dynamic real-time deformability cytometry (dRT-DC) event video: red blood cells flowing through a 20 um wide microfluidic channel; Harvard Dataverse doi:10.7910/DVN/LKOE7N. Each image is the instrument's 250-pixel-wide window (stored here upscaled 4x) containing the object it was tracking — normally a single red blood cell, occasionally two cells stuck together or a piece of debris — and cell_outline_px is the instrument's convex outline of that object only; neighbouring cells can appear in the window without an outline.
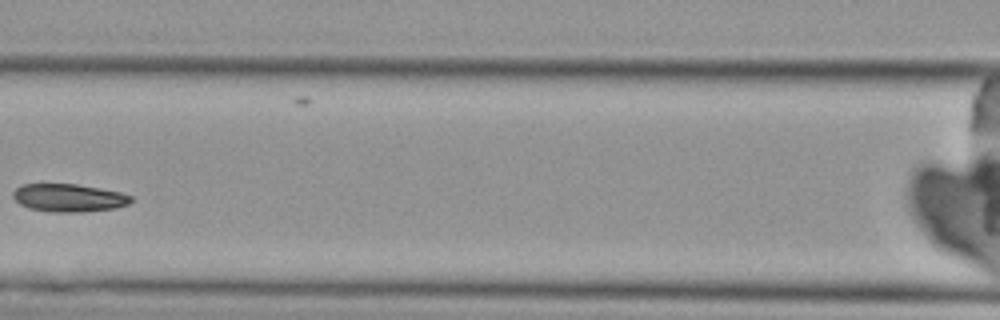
{"species": "Egyptian fruit bat (a non-hibernating species)", "species_latin": "Rousettus aegyptiacus", "temperature_condition": "cold", "stored_images_in_passage": 4, "camera_frame_rate_fps": 3000, "um_per_image_px": 0.085, "animal": {"sex": "female"}, "frame": {"image": 1, "passage_image": 3, "time_ms": 2.333, "image_size_px": [1000, 320], "cell_outline_px": [[132, 200], [128, 204], [116, 208], [80, 212], [52, 212], [28, 208], [20, 204], [12, 196], [12, 192], [16, 188], [24, 184], [76, 184], [100, 188], [120, 192], [132, 196]], "centroid_in_image_um": [5.84, 16.81], "position_along_channel_um": 160.8, "area_um2": 19.19}}